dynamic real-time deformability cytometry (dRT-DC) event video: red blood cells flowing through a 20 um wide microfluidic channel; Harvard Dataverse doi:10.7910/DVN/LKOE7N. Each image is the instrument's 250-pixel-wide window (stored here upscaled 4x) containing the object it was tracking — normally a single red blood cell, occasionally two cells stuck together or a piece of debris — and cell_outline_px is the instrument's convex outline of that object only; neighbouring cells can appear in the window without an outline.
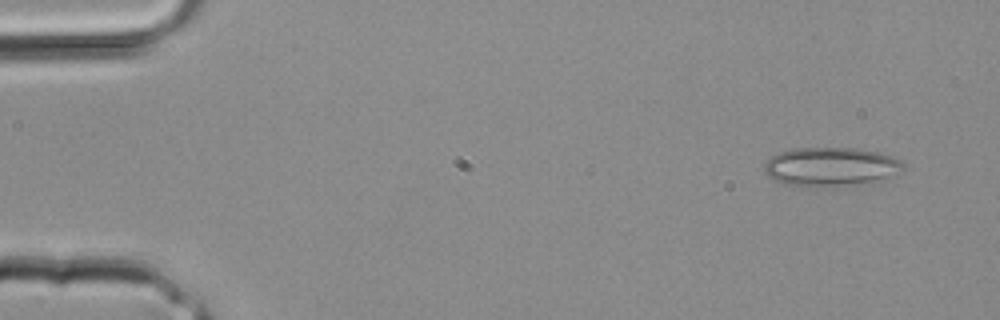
{"species": "common noctule bat (a hibernating species)", "species_latin": "Nyctalus noctula", "temperature_condition": "room temperature", "stored_images_in_passage": 2, "camera_frame_rate_fps": 3000, "um_per_image_px": 0.085, "animal": {"sex": "male", "body_mass_g": 20.4}, "frame": {"image": 1, "passage_image": 2, "time_ms": 0.333, "image_size_px": [1000, 320], "cell_outline_px": [[904, 168], [884, 180], [816, 188], [808, 188], [784, 184], [776, 180], [764, 168], [764, 164], [772, 156], [780, 152], [792, 148], [856, 148], [876, 152], [892, 156], [900, 160], [904, 164]], "centroid_in_image_um": [70.62, 14.18], "position_along_channel_um": 14.4, "area_um2": 31.39}}